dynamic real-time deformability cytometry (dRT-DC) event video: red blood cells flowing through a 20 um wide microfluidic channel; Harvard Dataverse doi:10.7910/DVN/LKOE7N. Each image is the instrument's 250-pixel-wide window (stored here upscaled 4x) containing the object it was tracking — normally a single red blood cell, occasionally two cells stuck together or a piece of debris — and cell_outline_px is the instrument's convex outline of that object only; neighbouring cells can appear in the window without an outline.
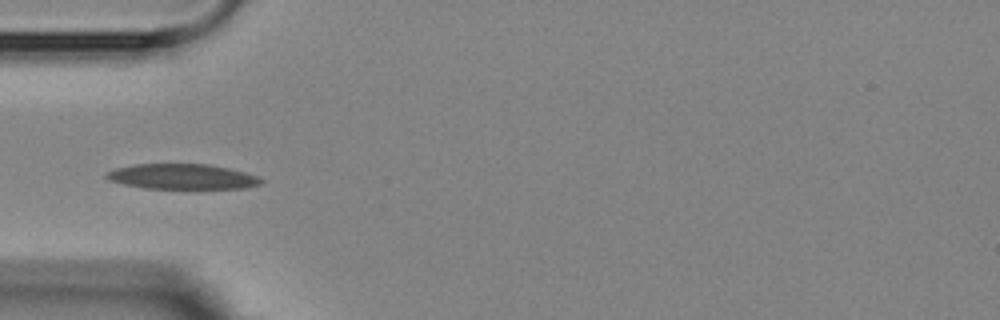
{"species": "Egyptian fruit bat (a non-hibernating species)", "species_latin": "Rousettus aegyptiacus", "temperature_condition": "room temperature", "stored_images_in_passage": 6, "camera_frame_rate_fps": 3000, "um_per_image_px": 0.085, "animal": {"sex": "female"}, "frame": {"image": 1, "passage_image": 2, "time_ms": 1.0, "image_size_px": [1000, 320], "cell_outline_px": [[264, 184], [244, 188], [144, 188], [124, 184], [108, 180], [104, 176], [104, 172], [116, 168], [136, 164], [208, 164], [228, 168], [244, 172], [256, 176], [264, 180]], "centroid_in_image_um": [15.47, 15.01], "position_along_channel_um": 69.5, "area_um2": 22.72}}
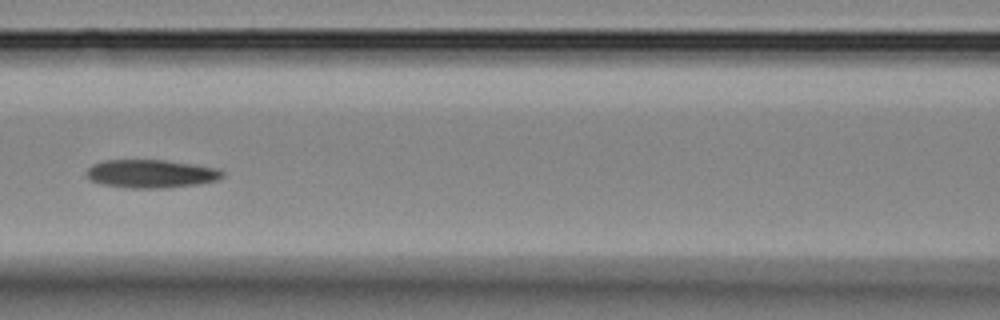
{"frame": {"image": 2, "passage_image": 4, "time_ms": 3.333, "image_size_px": [1000, 320], "cell_outline_px": [[224, 176], [216, 180], [196, 184], [164, 188], [124, 188], [100, 184], [88, 180], [84, 172], [92, 164], [104, 160], [164, 160], [220, 168], [224, 172]], "centroid_in_image_um": [12.78, 14.77], "position_along_channel_um": 153.8, "area_um2": 22.66}}
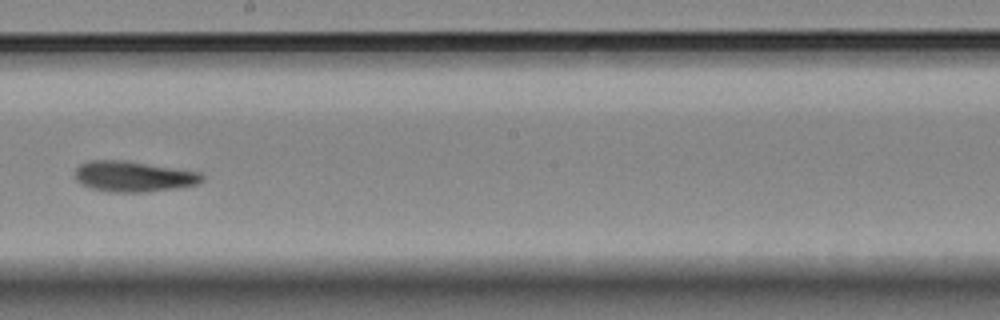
{"frame": {"image": 3, "passage_image": 6, "time_ms": 5.667, "image_size_px": [1000, 320], "cell_outline_px": [[204, 180], [196, 184], [180, 188], [144, 192], [108, 192], [92, 188], [80, 184], [76, 180], [76, 168], [80, 164], [88, 160], [124, 160], [200, 172], [204, 176]], "centroid_in_image_um": [11.34, 15.0], "position_along_channel_um": 236.9, "area_um2": 22.77}}